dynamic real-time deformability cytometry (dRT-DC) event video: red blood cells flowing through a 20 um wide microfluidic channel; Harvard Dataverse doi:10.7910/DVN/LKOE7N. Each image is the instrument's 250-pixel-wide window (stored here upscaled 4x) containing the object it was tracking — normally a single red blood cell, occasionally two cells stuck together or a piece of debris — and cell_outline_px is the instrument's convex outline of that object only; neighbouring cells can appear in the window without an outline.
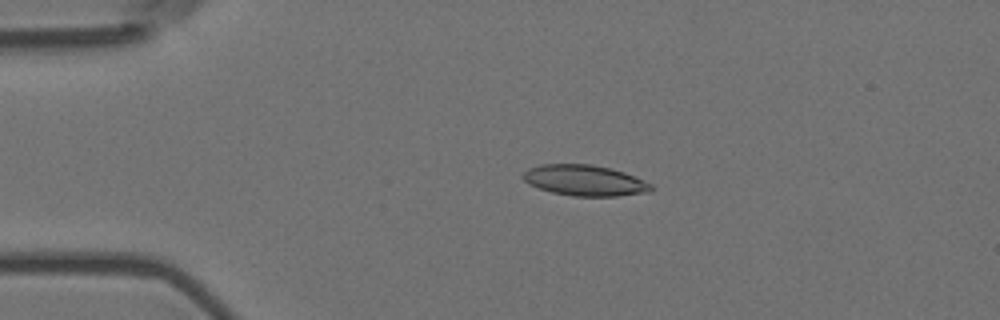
{"species": "Egyptian fruit bat (a non-hibernating species)", "species_latin": "Rousettus aegyptiacus", "temperature_condition": "room temperature", "stored_images_in_passage": 6, "camera_frame_rate_fps": 3000, "um_per_image_px": 0.085, "animal": {"sex": "female"}, "frame": {"image": 1, "passage_image": 4, "time_ms": 1.0, "image_size_px": [1000, 320], "cell_outline_px": [[652, 192], [616, 196], [572, 196], [552, 192], [528, 184], [520, 176], [528, 168], [540, 164], [592, 164], [612, 168], [624, 172], [644, 180], [652, 184]], "centroid_in_image_um": [49.7, 15.33], "position_along_channel_um": 35.3, "area_um2": 23.18}}
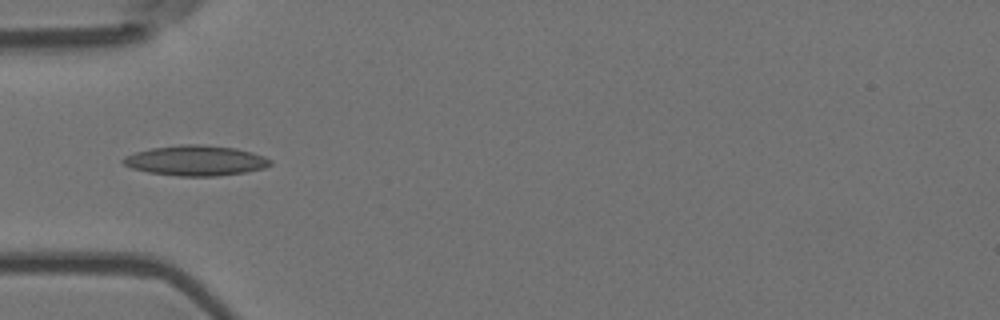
{"frame": {"image": 2, "passage_image": 6, "time_ms": 1.667, "image_size_px": [1000, 320], "cell_outline_px": [[272, 164], [264, 168], [244, 172], [216, 176], [176, 176], [148, 172], [132, 168], [124, 164], [120, 160], [124, 156], [136, 152], [152, 148], [180, 144], [200, 144], [236, 148], [252, 152], [264, 156], [272, 160]], "centroid_in_image_um": [16.64, 13.64], "position_along_channel_um": 68.4, "area_um2": 25.95}}